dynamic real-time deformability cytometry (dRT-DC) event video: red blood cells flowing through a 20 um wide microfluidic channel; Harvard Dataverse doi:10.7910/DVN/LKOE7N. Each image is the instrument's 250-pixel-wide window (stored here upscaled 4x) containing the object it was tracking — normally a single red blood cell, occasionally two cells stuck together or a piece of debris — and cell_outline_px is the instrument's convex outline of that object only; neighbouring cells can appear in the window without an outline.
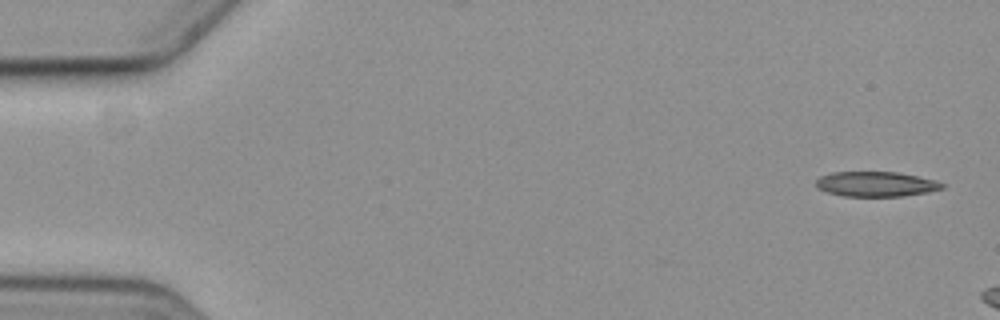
{"species": "common noctule bat (a hibernating species)", "species_latin": "Nyctalus noctula", "temperature_condition": "cold", "stored_images_in_passage": 16, "camera_frame_rate_fps": 3000, "um_per_image_px": 0.085, "animal": {"sex": "female", "body_mass_g": 19.3, "forearm_length_mm": 54.1}, "frame": {"image": 1, "passage_image": 1, "time_ms": 0.0, "image_size_px": [1000, 320], "cell_outline_px": [[944, 188], [928, 192], [900, 196], [844, 196], [828, 192], [816, 188], [816, 180], [820, 176], [832, 172], [896, 172], [936, 180], [944, 184]], "centroid_in_image_um": [74.44, 15.64], "position_along_channel_um": 10.6, "area_um2": 18.26}}